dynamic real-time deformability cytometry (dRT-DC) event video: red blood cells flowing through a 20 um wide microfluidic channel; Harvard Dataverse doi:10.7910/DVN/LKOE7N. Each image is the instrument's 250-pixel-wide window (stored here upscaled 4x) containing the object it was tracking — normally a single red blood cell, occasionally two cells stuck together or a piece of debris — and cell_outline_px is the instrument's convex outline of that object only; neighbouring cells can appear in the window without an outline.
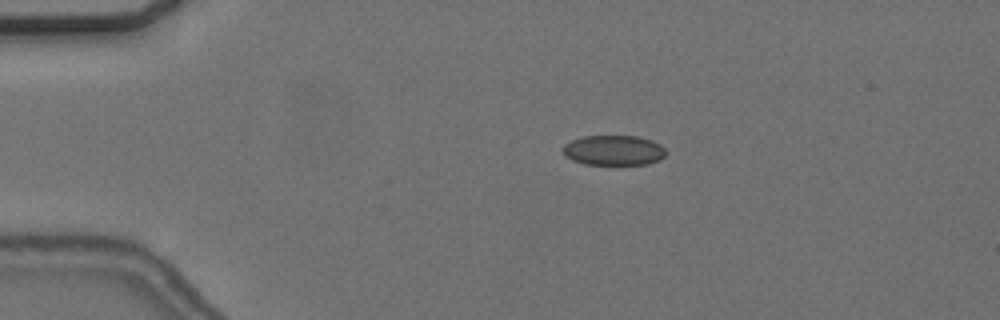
{"species": "common noctule bat (a hibernating species)", "species_latin": "Nyctalus noctula", "temperature_condition": "cold", "stored_images_in_passage": 56, "camera_frame_rate_fps": 3000, "um_per_image_px": 0.085, "animal": {"sex": "female", "body_mass_g": 24.6, "forearm_length_mm": 56.2}, "frame": {"image": 1, "passage_image": 11, "time_ms": 3.333, "image_size_px": [1000, 320], "cell_outline_px": [[664, 156], [660, 160], [648, 164], [584, 164], [572, 160], [564, 156], [560, 148], [564, 144], [572, 140], [584, 136], [636, 136], [652, 140], [660, 144], [664, 148]], "centroid_in_image_um": [52.12, 12.77], "position_along_channel_um": 32.9, "area_um2": 18.15}}
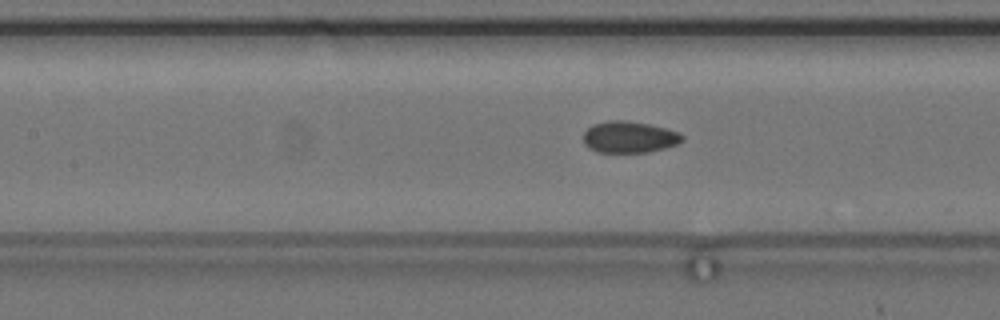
{"frame": {"image": 2, "passage_image": 25, "time_ms": 8.0, "image_size_px": [1000, 320], "cell_outline_px": [[684, 140], [676, 144], [664, 148], [648, 152], [596, 152], [588, 148], [584, 144], [584, 132], [592, 124], [612, 120], [624, 120], [648, 124], [680, 132], [684, 136]], "centroid_in_image_um": [53.48, 11.65], "position_along_channel_um": 153.9, "area_um2": 18.15}}
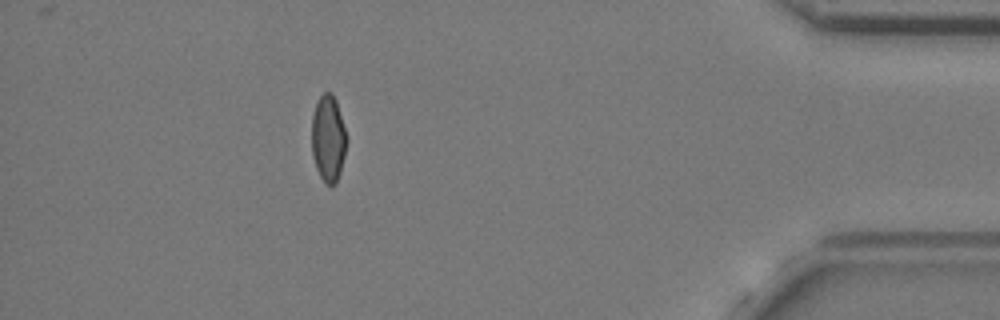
{"frame": {"image": 3, "passage_image": 50, "time_ms": 16.333, "image_size_px": [1000, 320], "cell_outline_px": [[348, 140], [340, 172], [336, 184], [332, 188], [324, 184], [316, 168], [312, 156], [312, 116], [316, 100], [324, 92], [332, 92], [336, 100], [348, 136]], "centroid_in_image_um": [27.91, 11.79], "position_along_channel_um": 407.3, "area_um2": 18.15}, "authors_computed_cell_mechanics": {"area_um2": 18.2359, "velocity_mm_per_s": 3.65, "shape_relaxation_time_tau1_ms": null, "shape_relaxation_time_tau2_ms": 1.385, "deformation_change_tau1": null, "deformation_change_tau2": 0.0588}}